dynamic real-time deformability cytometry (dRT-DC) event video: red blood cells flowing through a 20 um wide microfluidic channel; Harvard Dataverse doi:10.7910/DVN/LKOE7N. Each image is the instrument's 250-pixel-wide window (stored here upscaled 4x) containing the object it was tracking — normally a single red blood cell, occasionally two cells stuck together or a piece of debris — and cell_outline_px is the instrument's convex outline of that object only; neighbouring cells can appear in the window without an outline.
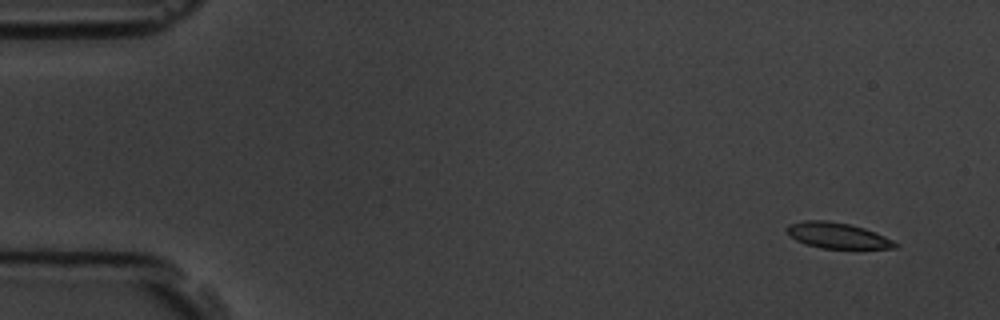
{"species": "common noctule bat (a hibernating species)", "species_latin": "Nyctalus noctula", "temperature_condition": "room temperature", "stored_images_in_passage": 9, "camera_frame_rate_fps": 3000, "um_per_image_px": 0.085, "animal": {"sex": "male", "body_mass_g": 19.5, "forearm_length_mm": 54.6}, "frame": {"image": 1, "passage_image": 1, "time_ms": 0.0, "image_size_px": [1000, 320], "cell_outline_px": [[900, 244], [896, 248], [820, 248], [804, 244], [788, 236], [784, 228], [788, 224], [804, 220], [828, 220], [848, 224], [864, 228], [876, 232]], "centroid_in_image_um": [71.12, 20.01], "position_along_channel_um": 13.9, "area_um2": 16.42}}
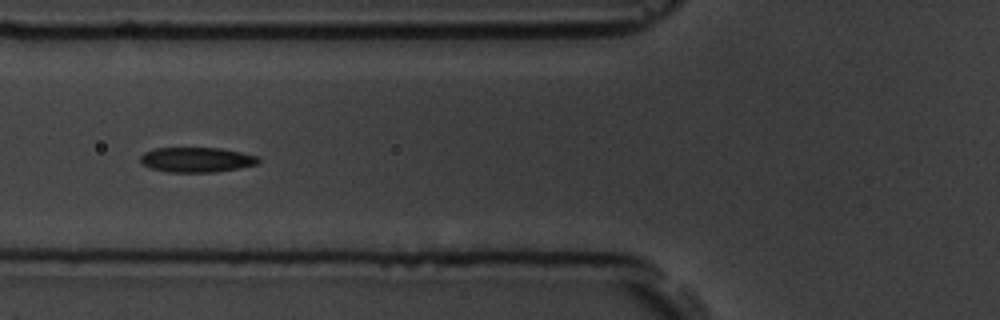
{"frame": {"image": 2, "passage_image": 6, "time_ms": 5.667, "image_size_px": [1000, 320], "cell_outline_px": [[260, 160], [256, 164], [216, 172], [168, 172], [152, 168], [144, 164], [140, 160], [140, 156], [144, 152], [156, 148], [220, 148], [260, 156]], "centroid_in_image_um": [16.72, 13.57], "position_along_channel_um": 109.1, "area_um2": 16.99}}
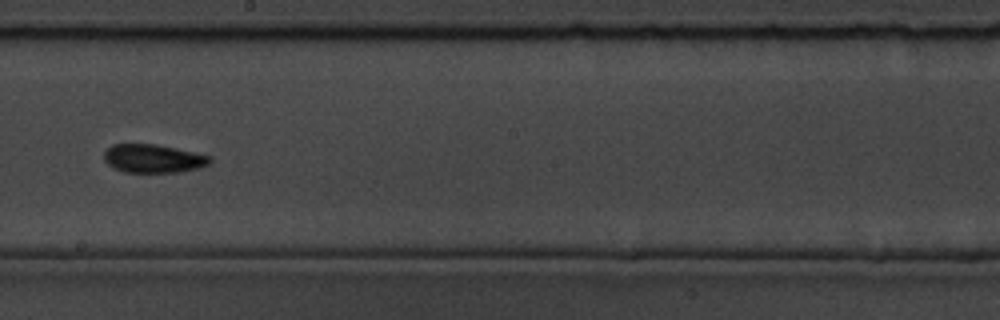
{"frame": {"image": 3, "passage_image": 9, "time_ms": 9.0, "image_size_px": [1000, 320], "cell_outline_px": [[212, 160], [208, 164], [200, 168], [180, 172], [124, 172], [108, 164], [104, 160], [104, 152], [112, 144], [156, 144], [212, 156]], "centroid_in_image_um": [13.04, 13.47], "position_along_channel_um": 235.2, "area_um2": 17.51}}